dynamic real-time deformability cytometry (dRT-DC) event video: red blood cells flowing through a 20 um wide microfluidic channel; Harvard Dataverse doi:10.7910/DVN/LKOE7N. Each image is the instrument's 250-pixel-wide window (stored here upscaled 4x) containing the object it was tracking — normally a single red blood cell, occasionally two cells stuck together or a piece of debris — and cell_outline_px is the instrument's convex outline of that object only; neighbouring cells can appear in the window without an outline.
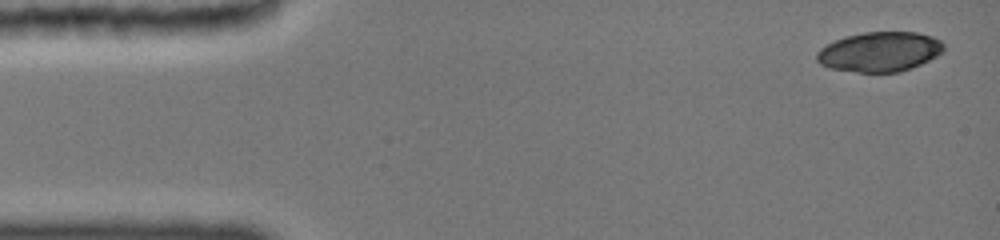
{"species": "common noctule bat (a hibernating species)", "species_latin": "Nyctalus noctula", "temperature_condition": "cold", "stored_images_in_passage": 7, "camera_frame_rate_fps": 3000, "um_per_image_px": 0.085, "animal": {"sex": "female", "body_mass_g": 19.0, "forearm_length_mm": 51.5}, "frame": {"image": 1, "passage_image": 1, "time_ms": 0.0, "image_size_px": [1000, 240], "cell_outline_px": [[944, 52], [912, 68], [900, 72], [856, 72], [828, 68], [820, 64], [816, 60], [816, 52], [820, 48], [836, 40], [848, 36], [864, 32], [916, 32], [932, 36], [940, 40], [944, 44]], "centroid_in_image_um": [74.77, 4.41], "position_along_channel_um": 10.2, "area_um2": 29.48}}